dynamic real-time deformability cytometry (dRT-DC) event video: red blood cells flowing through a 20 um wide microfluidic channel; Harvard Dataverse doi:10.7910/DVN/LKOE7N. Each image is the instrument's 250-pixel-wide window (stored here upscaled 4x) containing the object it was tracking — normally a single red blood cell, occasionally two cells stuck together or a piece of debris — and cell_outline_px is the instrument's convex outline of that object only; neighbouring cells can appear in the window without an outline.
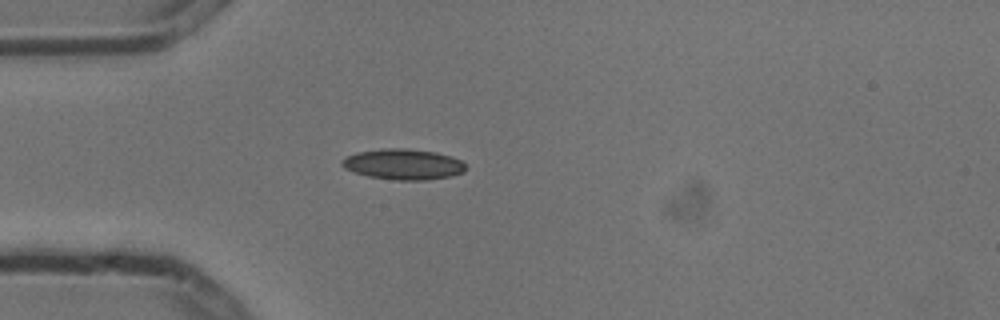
{"species": "common noctule bat (a hibernating species)", "species_latin": "Nyctalus noctula", "temperature_condition": "cold", "stored_images_in_passage": 5, "camera_frame_rate_fps": 3000, "um_per_image_px": 0.085, "animal": {"sex": "male", "body_mass_g": 13.3}, "frame": {"image": 1, "passage_image": 4, "time_ms": 1.0, "image_size_px": [1000, 320], "cell_outline_px": [[468, 168], [464, 172], [452, 176], [428, 180], [396, 180], [368, 176], [344, 168], [340, 164], [340, 160], [356, 152], [380, 148], [408, 148], [436, 152], [452, 156], [460, 160]], "centroid_in_image_um": [34.3, 13.95], "position_along_channel_um": 50.7, "area_um2": 22.37}}